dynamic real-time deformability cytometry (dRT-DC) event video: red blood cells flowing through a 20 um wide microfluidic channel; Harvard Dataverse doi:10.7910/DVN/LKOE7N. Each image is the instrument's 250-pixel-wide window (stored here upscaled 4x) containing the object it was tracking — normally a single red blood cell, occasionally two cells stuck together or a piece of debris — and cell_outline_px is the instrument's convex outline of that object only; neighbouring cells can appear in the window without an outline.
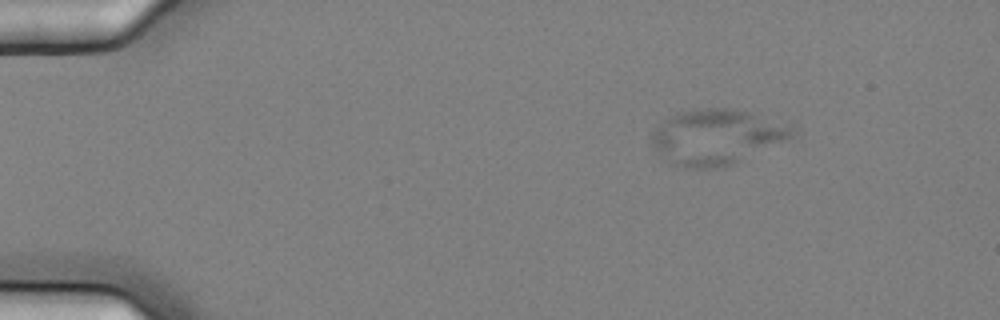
{"species": "common noctule bat (a hibernating species)", "species_latin": "Nyctalus noctula", "temperature_condition": "cold", "stored_images_in_passage": 6, "camera_frame_rate_fps": 3000, "um_per_image_px": 0.085, "animal": {"sex": "female", "body_mass_g": 25.1}, "frame": {"image": 1, "passage_image": 1, "time_ms": 0.0, "image_size_px": [1000, 320], "cell_outline_px": [[796, 132], [788, 140], [728, 164], [716, 168], [688, 168], [676, 164], [656, 148], [652, 144], [652, 132], [660, 120], [676, 112], [708, 108], [728, 108], [748, 112], [796, 128]], "centroid_in_image_um": [60.88, 11.6], "position_along_channel_um": 24.1, "area_um2": 44.04}}
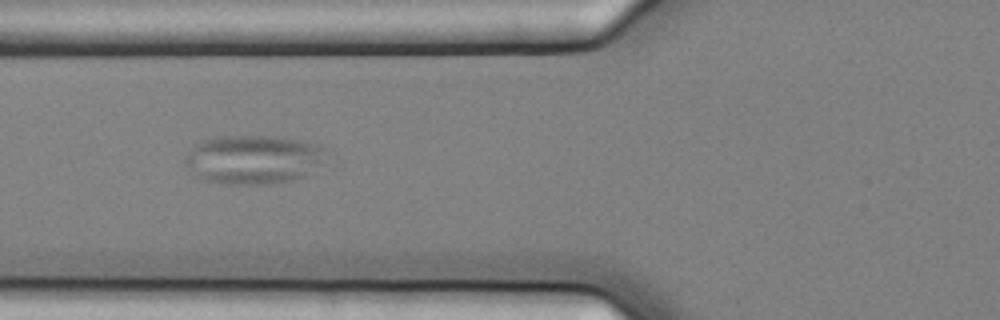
{"frame": {"image": 2, "passage_image": 5, "time_ms": 1.333, "image_size_px": [1000, 320], "cell_outline_px": [[328, 148], [324, 164], [304, 176], [292, 180], [272, 184], [224, 184], [200, 180], [184, 164], [184, 156], [196, 144], [204, 140], [220, 136], [268, 136], [300, 140], [316, 144]], "centroid_in_image_um": [21.56, 13.57], "position_along_channel_um": 104.2, "area_um2": 40.75}}
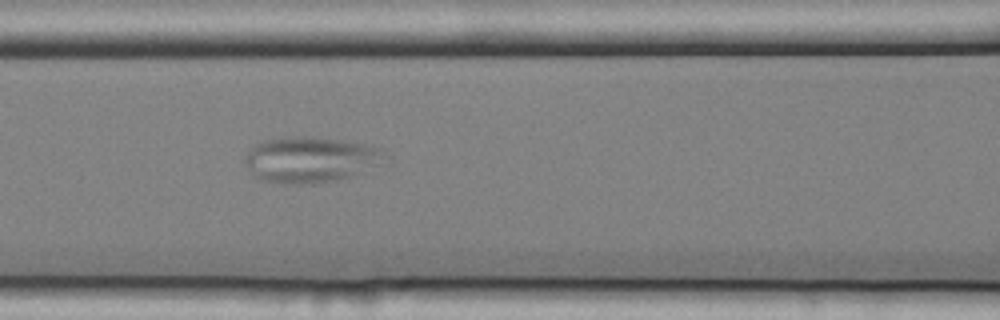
{"frame": {"image": 3, "passage_image": 6, "time_ms": 1.667, "image_size_px": [1000, 320], "cell_outline_px": [[380, 152], [356, 172], [348, 176], [336, 180], [312, 184], [284, 184], [260, 180], [252, 176], [244, 160], [244, 156], [260, 140], [288, 136], [312, 136], [344, 140], [364, 144], [380, 148]], "centroid_in_image_um": [26.08, 13.55], "position_along_channel_um": 140.5, "area_um2": 36.01}}